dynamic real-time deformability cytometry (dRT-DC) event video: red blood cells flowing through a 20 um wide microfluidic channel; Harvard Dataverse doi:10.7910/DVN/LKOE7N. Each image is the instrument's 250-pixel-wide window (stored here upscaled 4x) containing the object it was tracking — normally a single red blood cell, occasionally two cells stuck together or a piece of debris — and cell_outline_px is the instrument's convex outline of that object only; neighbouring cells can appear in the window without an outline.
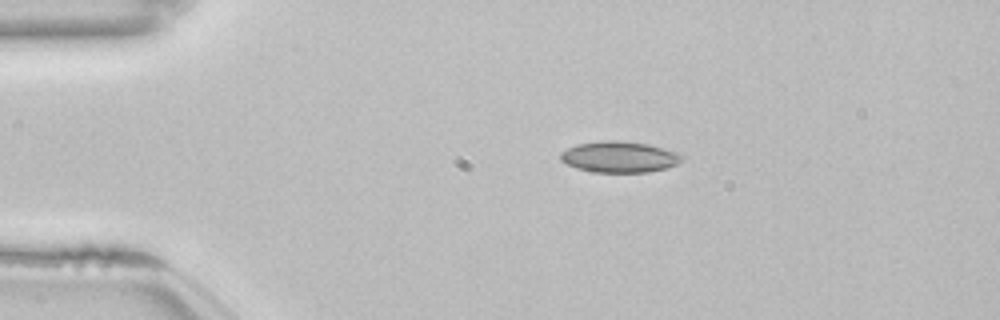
{"species": "common noctule bat (a hibernating species)", "species_latin": "Nyctalus noctula", "temperature_condition": "room temperature", "stored_images_in_passage": 47, "camera_frame_rate_fps": 3000, "um_per_image_px": 0.085, "animal": {"sex": "female", "body_mass_g": 22.7, "forearm_length_mm": 54.2}, "frame": {"image": 1, "passage_image": 10, "time_ms": 3.0, "image_size_px": [1000, 320], "cell_outline_px": [[684, 156], [676, 164], [664, 168], [648, 172], [592, 172], [576, 168], [560, 160], [560, 152], [576, 144], [604, 140], [616, 140], [648, 144], [680, 152]], "centroid_in_image_um": [52.63, 13.33], "position_along_channel_um": 32.4, "area_um2": 22.02}}
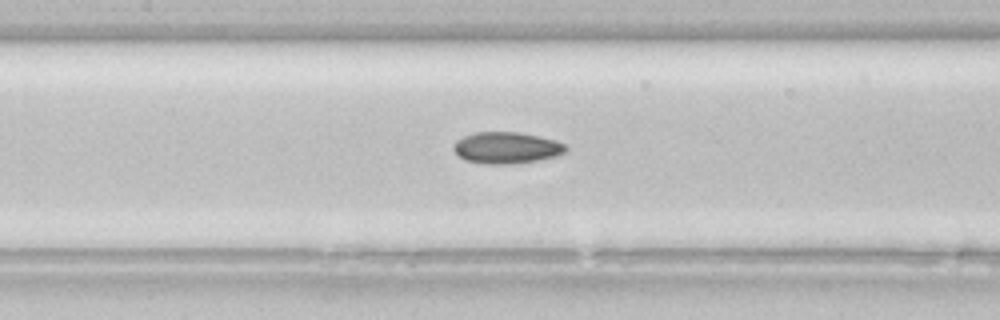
{"frame": {"image": 2, "passage_image": 24, "time_ms": 7.667, "image_size_px": [1000, 320], "cell_outline_px": [[568, 152], [556, 156], [536, 160], [512, 164], [488, 164], [464, 160], [452, 148], [452, 144], [456, 140], [464, 136], [476, 132], [516, 132], [556, 140], [564, 144], [568, 148]], "centroid_in_image_um": [43.05, 12.56], "position_along_channel_um": 164.4, "area_um2": 20.58}}
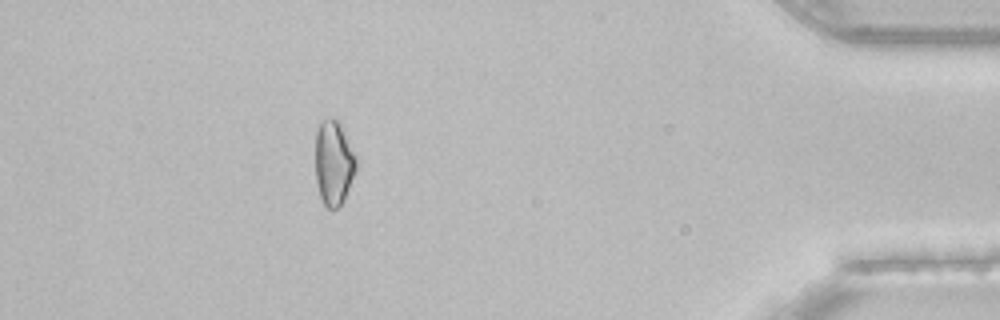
{"frame": {"image": 3, "passage_image": 47, "time_ms": 15.333, "image_size_px": [1000, 320], "cell_outline_px": [[356, 168], [344, 200], [336, 208], [328, 208], [324, 204], [320, 196], [316, 180], [316, 128], [324, 120], [332, 116], [340, 124], [356, 156]], "centroid_in_image_um": [28.35, 13.83], "position_along_channel_um": 406.8, "area_um2": 19.83}, "authors_computed_cell_mechanics": {"area_um2": 20.3456, "velocity_mm_per_s": 3.8549, "shape_relaxation_time_tau1_ms": 6.4951, "shape_relaxation_time_tau2_ms": 11.182, "deformation_change_tau1": 0.1163, "deformation_change_tau2": 0.1718}}